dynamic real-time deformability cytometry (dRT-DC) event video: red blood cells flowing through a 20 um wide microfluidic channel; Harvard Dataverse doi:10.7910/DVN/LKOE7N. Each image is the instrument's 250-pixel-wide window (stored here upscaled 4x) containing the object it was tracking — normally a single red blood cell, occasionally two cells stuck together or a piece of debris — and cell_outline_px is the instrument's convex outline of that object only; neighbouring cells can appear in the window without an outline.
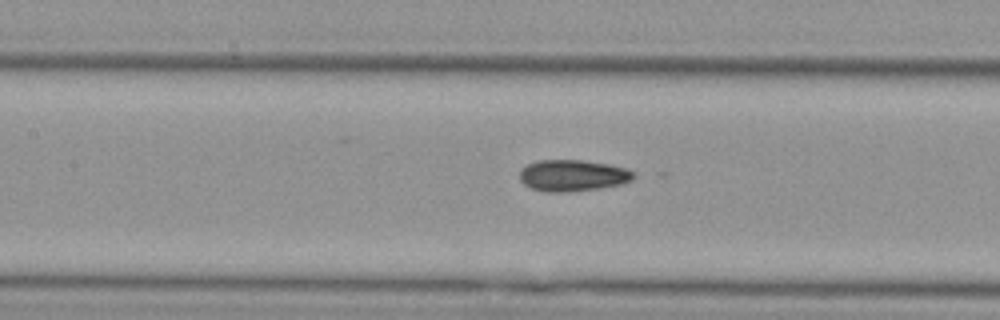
{"species": "Egyptian fruit bat (a non-hibernating species)", "species_latin": "Rousettus aegyptiacus", "temperature_condition": "cold", "stored_images_in_passage": 55, "segment_of_instrument_passage": [2, 2], "camera_frame_rate_fps": 3000, "um_per_image_px": 0.085, "animal": {"sex": "female"}, "frame": {"image": 1, "passage_image": 24, "time_ms": 7.667, "image_size_px": [1000, 320], "cell_outline_px": [[636, 176], [632, 180], [620, 184], [600, 188], [564, 192], [544, 192], [532, 188], [524, 184], [520, 180], [520, 168], [536, 160], [584, 160], [612, 164], [628, 168]], "centroid_in_image_um": [48.68, 14.9], "position_along_channel_um": 158.7, "area_um2": 21.1}}
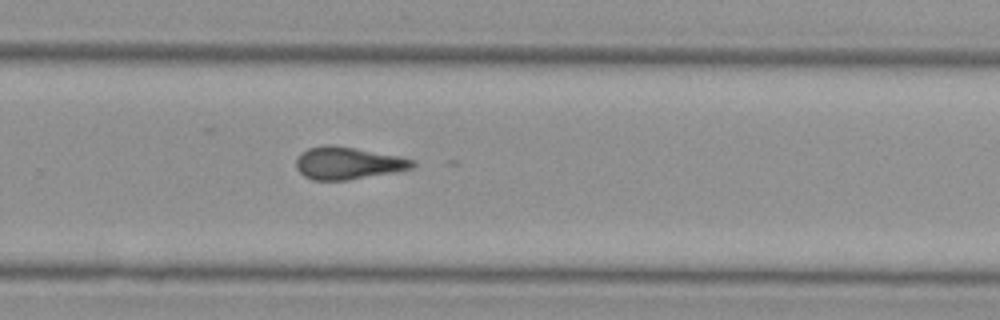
{"frame": {"image": 2, "passage_image": 36, "time_ms": 11.667, "image_size_px": [1000, 320], "cell_outline_px": [[416, 164], [412, 168], [392, 172], [348, 180], [312, 180], [304, 176], [296, 168], [296, 160], [300, 152], [308, 148], [328, 144], [332, 144], [356, 148], [400, 156], [412, 160]], "centroid_in_image_um": [29.52, 13.85], "position_along_channel_um": 300.3, "area_um2": 21.91}}
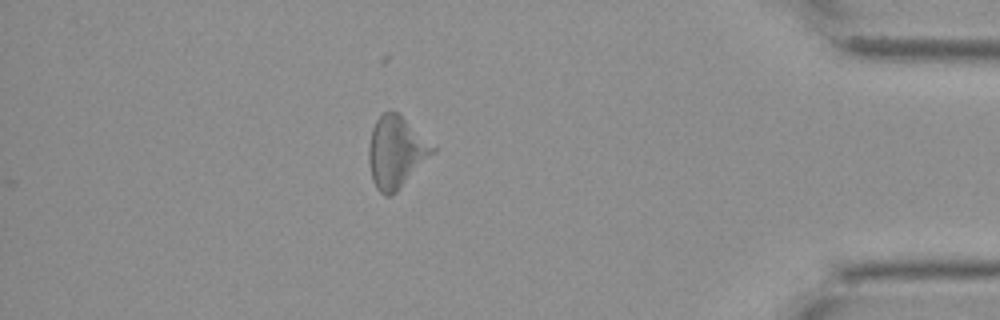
{"frame": {"image": 3, "passage_image": 48, "time_ms": 15.667, "image_size_px": [1000, 320], "cell_outline_px": [[440, 148], [396, 192], [388, 196], [384, 196], [376, 188], [372, 180], [368, 160], [368, 148], [372, 128], [376, 120], [384, 112], [396, 112]], "centroid_in_image_um": [33.7, 12.94], "position_along_channel_um": 401.5, "area_um2": 26.93}}